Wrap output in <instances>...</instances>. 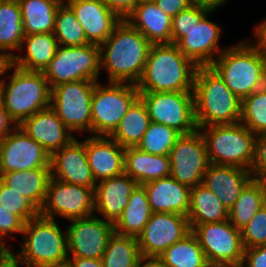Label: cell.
<instances>
[{"label": "cell", "mask_w": 266, "mask_h": 267, "mask_svg": "<svg viewBox=\"0 0 266 267\" xmlns=\"http://www.w3.org/2000/svg\"><path fill=\"white\" fill-rule=\"evenodd\" d=\"M187 216L174 213H152L137 236L142 257H158L167 248L191 232Z\"/></svg>", "instance_id": "obj_15"}, {"label": "cell", "mask_w": 266, "mask_h": 267, "mask_svg": "<svg viewBox=\"0 0 266 267\" xmlns=\"http://www.w3.org/2000/svg\"><path fill=\"white\" fill-rule=\"evenodd\" d=\"M83 27L88 43L100 46L122 20L101 0H64Z\"/></svg>", "instance_id": "obj_20"}, {"label": "cell", "mask_w": 266, "mask_h": 267, "mask_svg": "<svg viewBox=\"0 0 266 267\" xmlns=\"http://www.w3.org/2000/svg\"><path fill=\"white\" fill-rule=\"evenodd\" d=\"M51 177L50 168H35L3 173L2 182L41 209Z\"/></svg>", "instance_id": "obj_29"}, {"label": "cell", "mask_w": 266, "mask_h": 267, "mask_svg": "<svg viewBox=\"0 0 266 267\" xmlns=\"http://www.w3.org/2000/svg\"><path fill=\"white\" fill-rule=\"evenodd\" d=\"M252 179L251 171L248 169L209 164L202 184L210 189L229 211Z\"/></svg>", "instance_id": "obj_24"}, {"label": "cell", "mask_w": 266, "mask_h": 267, "mask_svg": "<svg viewBox=\"0 0 266 267\" xmlns=\"http://www.w3.org/2000/svg\"><path fill=\"white\" fill-rule=\"evenodd\" d=\"M265 19V20H264ZM255 26L254 34L255 40L252 42L266 54V18H264Z\"/></svg>", "instance_id": "obj_52"}, {"label": "cell", "mask_w": 266, "mask_h": 267, "mask_svg": "<svg viewBox=\"0 0 266 267\" xmlns=\"http://www.w3.org/2000/svg\"><path fill=\"white\" fill-rule=\"evenodd\" d=\"M51 155L37 141L16 126L0 142L3 173L35 168H50Z\"/></svg>", "instance_id": "obj_17"}, {"label": "cell", "mask_w": 266, "mask_h": 267, "mask_svg": "<svg viewBox=\"0 0 266 267\" xmlns=\"http://www.w3.org/2000/svg\"><path fill=\"white\" fill-rule=\"evenodd\" d=\"M25 222L17 215L11 213L0 205V250H9L5 240L8 236L15 239L16 233L22 234Z\"/></svg>", "instance_id": "obj_44"}, {"label": "cell", "mask_w": 266, "mask_h": 267, "mask_svg": "<svg viewBox=\"0 0 266 267\" xmlns=\"http://www.w3.org/2000/svg\"><path fill=\"white\" fill-rule=\"evenodd\" d=\"M3 171H2V165H1V158H0V180H2Z\"/></svg>", "instance_id": "obj_58"}, {"label": "cell", "mask_w": 266, "mask_h": 267, "mask_svg": "<svg viewBox=\"0 0 266 267\" xmlns=\"http://www.w3.org/2000/svg\"><path fill=\"white\" fill-rule=\"evenodd\" d=\"M11 70L13 73L6 77ZM4 76L0 84V101L16 126L50 107L51 88L43 72L26 71L10 64Z\"/></svg>", "instance_id": "obj_5"}, {"label": "cell", "mask_w": 266, "mask_h": 267, "mask_svg": "<svg viewBox=\"0 0 266 267\" xmlns=\"http://www.w3.org/2000/svg\"><path fill=\"white\" fill-rule=\"evenodd\" d=\"M47 267H69L67 264L61 266H47Z\"/></svg>", "instance_id": "obj_59"}, {"label": "cell", "mask_w": 266, "mask_h": 267, "mask_svg": "<svg viewBox=\"0 0 266 267\" xmlns=\"http://www.w3.org/2000/svg\"><path fill=\"white\" fill-rule=\"evenodd\" d=\"M265 203L266 193L262 183L252 179L228 211V220L241 231Z\"/></svg>", "instance_id": "obj_35"}, {"label": "cell", "mask_w": 266, "mask_h": 267, "mask_svg": "<svg viewBox=\"0 0 266 267\" xmlns=\"http://www.w3.org/2000/svg\"><path fill=\"white\" fill-rule=\"evenodd\" d=\"M51 177L70 184L95 189L93 177L85 151V138L78 141L75 137L63 148L56 150L50 157Z\"/></svg>", "instance_id": "obj_18"}, {"label": "cell", "mask_w": 266, "mask_h": 267, "mask_svg": "<svg viewBox=\"0 0 266 267\" xmlns=\"http://www.w3.org/2000/svg\"><path fill=\"white\" fill-rule=\"evenodd\" d=\"M18 127L37 141L50 155L75 138L51 107L26 118Z\"/></svg>", "instance_id": "obj_21"}, {"label": "cell", "mask_w": 266, "mask_h": 267, "mask_svg": "<svg viewBox=\"0 0 266 267\" xmlns=\"http://www.w3.org/2000/svg\"><path fill=\"white\" fill-rule=\"evenodd\" d=\"M151 122L166 125L181 135L197 130L193 92H139Z\"/></svg>", "instance_id": "obj_11"}, {"label": "cell", "mask_w": 266, "mask_h": 267, "mask_svg": "<svg viewBox=\"0 0 266 267\" xmlns=\"http://www.w3.org/2000/svg\"><path fill=\"white\" fill-rule=\"evenodd\" d=\"M150 116L143 101L138 98L120 120L110 137L122 147H137L150 124Z\"/></svg>", "instance_id": "obj_34"}, {"label": "cell", "mask_w": 266, "mask_h": 267, "mask_svg": "<svg viewBox=\"0 0 266 267\" xmlns=\"http://www.w3.org/2000/svg\"><path fill=\"white\" fill-rule=\"evenodd\" d=\"M193 95L197 129L240 122L242 101L211 66L197 68Z\"/></svg>", "instance_id": "obj_3"}, {"label": "cell", "mask_w": 266, "mask_h": 267, "mask_svg": "<svg viewBox=\"0 0 266 267\" xmlns=\"http://www.w3.org/2000/svg\"><path fill=\"white\" fill-rule=\"evenodd\" d=\"M158 257L169 267H201L206 260L199 241L192 231Z\"/></svg>", "instance_id": "obj_37"}, {"label": "cell", "mask_w": 266, "mask_h": 267, "mask_svg": "<svg viewBox=\"0 0 266 267\" xmlns=\"http://www.w3.org/2000/svg\"><path fill=\"white\" fill-rule=\"evenodd\" d=\"M69 221L66 228L69 256L100 259L114 233L113 224L95 215Z\"/></svg>", "instance_id": "obj_16"}, {"label": "cell", "mask_w": 266, "mask_h": 267, "mask_svg": "<svg viewBox=\"0 0 266 267\" xmlns=\"http://www.w3.org/2000/svg\"><path fill=\"white\" fill-rule=\"evenodd\" d=\"M138 98L135 84L107 82L105 86L96 82L91 100V135L110 136Z\"/></svg>", "instance_id": "obj_8"}, {"label": "cell", "mask_w": 266, "mask_h": 267, "mask_svg": "<svg viewBox=\"0 0 266 267\" xmlns=\"http://www.w3.org/2000/svg\"><path fill=\"white\" fill-rule=\"evenodd\" d=\"M156 5L168 16L174 17L180 11L188 9L194 4L193 0H153Z\"/></svg>", "instance_id": "obj_47"}, {"label": "cell", "mask_w": 266, "mask_h": 267, "mask_svg": "<svg viewBox=\"0 0 266 267\" xmlns=\"http://www.w3.org/2000/svg\"><path fill=\"white\" fill-rule=\"evenodd\" d=\"M67 265L69 267H103L101 258L92 259L75 256H68Z\"/></svg>", "instance_id": "obj_50"}, {"label": "cell", "mask_w": 266, "mask_h": 267, "mask_svg": "<svg viewBox=\"0 0 266 267\" xmlns=\"http://www.w3.org/2000/svg\"><path fill=\"white\" fill-rule=\"evenodd\" d=\"M187 218L192 229L195 225L227 220L228 210L218 197L201 183L190 189Z\"/></svg>", "instance_id": "obj_31"}, {"label": "cell", "mask_w": 266, "mask_h": 267, "mask_svg": "<svg viewBox=\"0 0 266 267\" xmlns=\"http://www.w3.org/2000/svg\"><path fill=\"white\" fill-rule=\"evenodd\" d=\"M24 35L53 33L59 5L64 0H17Z\"/></svg>", "instance_id": "obj_32"}, {"label": "cell", "mask_w": 266, "mask_h": 267, "mask_svg": "<svg viewBox=\"0 0 266 267\" xmlns=\"http://www.w3.org/2000/svg\"><path fill=\"white\" fill-rule=\"evenodd\" d=\"M152 211L143 185L138 184L130 195L129 202L113 224L119 235L137 237L151 218Z\"/></svg>", "instance_id": "obj_30"}, {"label": "cell", "mask_w": 266, "mask_h": 267, "mask_svg": "<svg viewBox=\"0 0 266 267\" xmlns=\"http://www.w3.org/2000/svg\"><path fill=\"white\" fill-rule=\"evenodd\" d=\"M24 33L22 29L21 9L17 0L0 1V52L10 60L19 51Z\"/></svg>", "instance_id": "obj_33"}, {"label": "cell", "mask_w": 266, "mask_h": 267, "mask_svg": "<svg viewBox=\"0 0 266 267\" xmlns=\"http://www.w3.org/2000/svg\"><path fill=\"white\" fill-rule=\"evenodd\" d=\"M207 14L195 24L176 45L197 67L211 66L226 49L219 45L222 27L209 19ZM221 46V47H220Z\"/></svg>", "instance_id": "obj_19"}, {"label": "cell", "mask_w": 266, "mask_h": 267, "mask_svg": "<svg viewBox=\"0 0 266 267\" xmlns=\"http://www.w3.org/2000/svg\"><path fill=\"white\" fill-rule=\"evenodd\" d=\"M56 220L38 215L25 223L21 248L14 254L26 267L67 264L69 256L67 231L66 229L62 231Z\"/></svg>", "instance_id": "obj_6"}, {"label": "cell", "mask_w": 266, "mask_h": 267, "mask_svg": "<svg viewBox=\"0 0 266 267\" xmlns=\"http://www.w3.org/2000/svg\"><path fill=\"white\" fill-rule=\"evenodd\" d=\"M241 236L244 249L266 245V203L241 230Z\"/></svg>", "instance_id": "obj_43"}, {"label": "cell", "mask_w": 266, "mask_h": 267, "mask_svg": "<svg viewBox=\"0 0 266 267\" xmlns=\"http://www.w3.org/2000/svg\"><path fill=\"white\" fill-rule=\"evenodd\" d=\"M85 151L96 182L124 173L125 148L110 136H87Z\"/></svg>", "instance_id": "obj_23"}, {"label": "cell", "mask_w": 266, "mask_h": 267, "mask_svg": "<svg viewBox=\"0 0 266 267\" xmlns=\"http://www.w3.org/2000/svg\"><path fill=\"white\" fill-rule=\"evenodd\" d=\"M194 3L211 8L212 10H218L219 7L226 4L228 0H193Z\"/></svg>", "instance_id": "obj_54"}, {"label": "cell", "mask_w": 266, "mask_h": 267, "mask_svg": "<svg viewBox=\"0 0 266 267\" xmlns=\"http://www.w3.org/2000/svg\"><path fill=\"white\" fill-rule=\"evenodd\" d=\"M180 136L181 134L173 128L150 122L137 148L152 155H169Z\"/></svg>", "instance_id": "obj_39"}, {"label": "cell", "mask_w": 266, "mask_h": 267, "mask_svg": "<svg viewBox=\"0 0 266 267\" xmlns=\"http://www.w3.org/2000/svg\"><path fill=\"white\" fill-rule=\"evenodd\" d=\"M58 46L53 33L24 35L19 52H25L23 55L16 54L11 64L26 71L44 72L54 58Z\"/></svg>", "instance_id": "obj_27"}, {"label": "cell", "mask_w": 266, "mask_h": 267, "mask_svg": "<svg viewBox=\"0 0 266 267\" xmlns=\"http://www.w3.org/2000/svg\"><path fill=\"white\" fill-rule=\"evenodd\" d=\"M141 259L137 237L115 232L108 239L101 257L103 267H138Z\"/></svg>", "instance_id": "obj_36"}, {"label": "cell", "mask_w": 266, "mask_h": 267, "mask_svg": "<svg viewBox=\"0 0 266 267\" xmlns=\"http://www.w3.org/2000/svg\"><path fill=\"white\" fill-rule=\"evenodd\" d=\"M125 20L151 44L171 43L172 17L165 14L153 0H141Z\"/></svg>", "instance_id": "obj_26"}, {"label": "cell", "mask_w": 266, "mask_h": 267, "mask_svg": "<svg viewBox=\"0 0 266 267\" xmlns=\"http://www.w3.org/2000/svg\"><path fill=\"white\" fill-rule=\"evenodd\" d=\"M16 127L0 101V142Z\"/></svg>", "instance_id": "obj_49"}, {"label": "cell", "mask_w": 266, "mask_h": 267, "mask_svg": "<svg viewBox=\"0 0 266 267\" xmlns=\"http://www.w3.org/2000/svg\"><path fill=\"white\" fill-rule=\"evenodd\" d=\"M211 67L241 101L266 86V54L250 39L226 47Z\"/></svg>", "instance_id": "obj_4"}, {"label": "cell", "mask_w": 266, "mask_h": 267, "mask_svg": "<svg viewBox=\"0 0 266 267\" xmlns=\"http://www.w3.org/2000/svg\"><path fill=\"white\" fill-rule=\"evenodd\" d=\"M250 171L253 179L256 180L266 173V133L255 137L254 160Z\"/></svg>", "instance_id": "obj_45"}, {"label": "cell", "mask_w": 266, "mask_h": 267, "mask_svg": "<svg viewBox=\"0 0 266 267\" xmlns=\"http://www.w3.org/2000/svg\"><path fill=\"white\" fill-rule=\"evenodd\" d=\"M11 64V60L4 54L0 52V78L4 77V74ZM2 80L0 79V84Z\"/></svg>", "instance_id": "obj_56"}, {"label": "cell", "mask_w": 266, "mask_h": 267, "mask_svg": "<svg viewBox=\"0 0 266 267\" xmlns=\"http://www.w3.org/2000/svg\"><path fill=\"white\" fill-rule=\"evenodd\" d=\"M152 44L127 20L122 19L108 39L101 44V69L108 73L107 82L140 81Z\"/></svg>", "instance_id": "obj_1"}, {"label": "cell", "mask_w": 266, "mask_h": 267, "mask_svg": "<svg viewBox=\"0 0 266 267\" xmlns=\"http://www.w3.org/2000/svg\"><path fill=\"white\" fill-rule=\"evenodd\" d=\"M204 139L209 164L251 169L256 135L241 122L198 129Z\"/></svg>", "instance_id": "obj_7"}, {"label": "cell", "mask_w": 266, "mask_h": 267, "mask_svg": "<svg viewBox=\"0 0 266 267\" xmlns=\"http://www.w3.org/2000/svg\"><path fill=\"white\" fill-rule=\"evenodd\" d=\"M26 267L13 250H0V267Z\"/></svg>", "instance_id": "obj_51"}, {"label": "cell", "mask_w": 266, "mask_h": 267, "mask_svg": "<svg viewBox=\"0 0 266 267\" xmlns=\"http://www.w3.org/2000/svg\"><path fill=\"white\" fill-rule=\"evenodd\" d=\"M138 183L123 173L98 181L94 189V215L102 214L104 220L114 224L129 202Z\"/></svg>", "instance_id": "obj_22"}, {"label": "cell", "mask_w": 266, "mask_h": 267, "mask_svg": "<svg viewBox=\"0 0 266 267\" xmlns=\"http://www.w3.org/2000/svg\"><path fill=\"white\" fill-rule=\"evenodd\" d=\"M146 190L152 213H174L187 216L190 187L171 175L142 184Z\"/></svg>", "instance_id": "obj_25"}, {"label": "cell", "mask_w": 266, "mask_h": 267, "mask_svg": "<svg viewBox=\"0 0 266 267\" xmlns=\"http://www.w3.org/2000/svg\"><path fill=\"white\" fill-rule=\"evenodd\" d=\"M240 122L255 135L266 133V86L242 100Z\"/></svg>", "instance_id": "obj_40"}, {"label": "cell", "mask_w": 266, "mask_h": 267, "mask_svg": "<svg viewBox=\"0 0 266 267\" xmlns=\"http://www.w3.org/2000/svg\"><path fill=\"white\" fill-rule=\"evenodd\" d=\"M0 205L19 216L25 223L39 215V210L20 193L11 190L0 180Z\"/></svg>", "instance_id": "obj_42"}, {"label": "cell", "mask_w": 266, "mask_h": 267, "mask_svg": "<svg viewBox=\"0 0 266 267\" xmlns=\"http://www.w3.org/2000/svg\"><path fill=\"white\" fill-rule=\"evenodd\" d=\"M191 230L197 237L206 259L241 266L244 256L241 231L228 219L195 225Z\"/></svg>", "instance_id": "obj_14"}, {"label": "cell", "mask_w": 266, "mask_h": 267, "mask_svg": "<svg viewBox=\"0 0 266 267\" xmlns=\"http://www.w3.org/2000/svg\"><path fill=\"white\" fill-rule=\"evenodd\" d=\"M259 181L262 183L264 191L266 193V173L259 179Z\"/></svg>", "instance_id": "obj_57"}, {"label": "cell", "mask_w": 266, "mask_h": 267, "mask_svg": "<svg viewBox=\"0 0 266 267\" xmlns=\"http://www.w3.org/2000/svg\"><path fill=\"white\" fill-rule=\"evenodd\" d=\"M240 267H266V245L245 248Z\"/></svg>", "instance_id": "obj_46"}, {"label": "cell", "mask_w": 266, "mask_h": 267, "mask_svg": "<svg viewBox=\"0 0 266 267\" xmlns=\"http://www.w3.org/2000/svg\"><path fill=\"white\" fill-rule=\"evenodd\" d=\"M96 81L80 80L51 89L50 107L74 134L91 135V100Z\"/></svg>", "instance_id": "obj_10"}, {"label": "cell", "mask_w": 266, "mask_h": 267, "mask_svg": "<svg viewBox=\"0 0 266 267\" xmlns=\"http://www.w3.org/2000/svg\"><path fill=\"white\" fill-rule=\"evenodd\" d=\"M43 73L51 89L80 80L98 82L101 73L100 47L90 43L75 47L59 45Z\"/></svg>", "instance_id": "obj_9"}, {"label": "cell", "mask_w": 266, "mask_h": 267, "mask_svg": "<svg viewBox=\"0 0 266 267\" xmlns=\"http://www.w3.org/2000/svg\"><path fill=\"white\" fill-rule=\"evenodd\" d=\"M138 267H169L159 257H142Z\"/></svg>", "instance_id": "obj_53"}, {"label": "cell", "mask_w": 266, "mask_h": 267, "mask_svg": "<svg viewBox=\"0 0 266 267\" xmlns=\"http://www.w3.org/2000/svg\"><path fill=\"white\" fill-rule=\"evenodd\" d=\"M197 66L176 44H152L139 92H193Z\"/></svg>", "instance_id": "obj_2"}, {"label": "cell", "mask_w": 266, "mask_h": 267, "mask_svg": "<svg viewBox=\"0 0 266 267\" xmlns=\"http://www.w3.org/2000/svg\"><path fill=\"white\" fill-rule=\"evenodd\" d=\"M124 173L138 184L167 177L171 173L168 155H152L137 147H127L124 152Z\"/></svg>", "instance_id": "obj_28"}, {"label": "cell", "mask_w": 266, "mask_h": 267, "mask_svg": "<svg viewBox=\"0 0 266 267\" xmlns=\"http://www.w3.org/2000/svg\"><path fill=\"white\" fill-rule=\"evenodd\" d=\"M53 34L60 46L75 47L89 44L83 27L64 1L57 9Z\"/></svg>", "instance_id": "obj_38"}, {"label": "cell", "mask_w": 266, "mask_h": 267, "mask_svg": "<svg viewBox=\"0 0 266 267\" xmlns=\"http://www.w3.org/2000/svg\"><path fill=\"white\" fill-rule=\"evenodd\" d=\"M39 215L48 219L66 220L94 215V189L58 181L50 177Z\"/></svg>", "instance_id": "obj_12"}, {"label": "cell", "mask_w": 266, "mask_h": 267, "mask_svg": "<svg viewBox=\"0 0 266 267\" xmlns=\"http://www.w3.org/2000/svg\"><path fill=\"white\" fill-rule=\"evenodd\" d=\"M170 175L178 182L195 187L203 182L209 166L206 145L201 132L181 135L169 152Z\"/></svg>", "instance_id": "obj_13"}, {"label": "cell", "mask_w": 266, "mask_h": 267, "mask_svg": "<svg viewBox=\"0 0 266 267\" xmlns=\"http://www.w3.org/2000/svg\"><path fill=\"white\" fill-rule=\"evenodd\" d=\"M216 10L194 3L188 9L180 11L172 18L171 43L177 44L186 33L209 13Z\"/></svg>", "instance_id": "obj_41"}, {"label": "cell", "mask_w": 266, "mask_h": 267, "mask_svg": "<svg viewBox=\"0 0 266 267\" xmlns=\"http://www.w3.org/2000/svg\"><path fill=\"white\" fill-rule=\"evenodd\" d=\"M201 267H239V266L229 262L206 259Z\"/></svg>", "instance_id": "obj_55"}, {"label": "cell", "mask_w": 266, "mask_h": 267, "mask_svg": "<svg viewBox=\"0 0 266 267\" xmlns=\"http://www.w3.org/2000/svg\"><path fill=\"white\" fill-rule=\"evenodd\" d=\"M121 19H125L141 0H101Z\"/></svg>", "instance_id": "obj_48"}]
</instances>
